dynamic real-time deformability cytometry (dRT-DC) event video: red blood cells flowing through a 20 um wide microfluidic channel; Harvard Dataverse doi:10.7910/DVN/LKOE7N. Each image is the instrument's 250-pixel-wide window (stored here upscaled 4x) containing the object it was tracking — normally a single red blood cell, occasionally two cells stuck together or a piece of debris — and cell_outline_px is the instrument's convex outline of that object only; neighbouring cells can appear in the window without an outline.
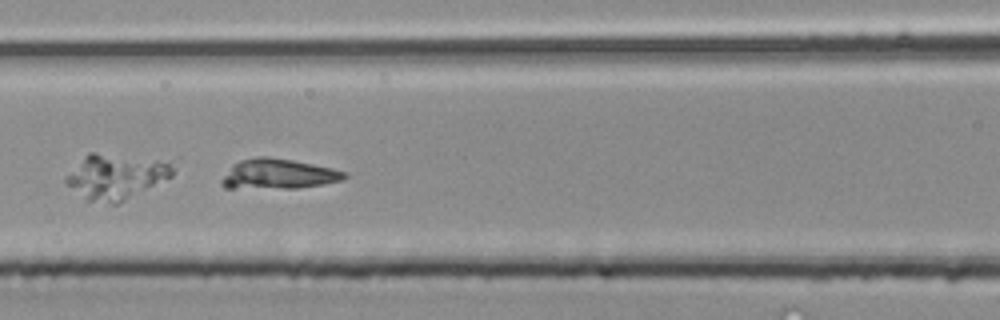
{"species": "common noctule bat (a hibernating species)", "species_latin": "Nyctalus noctula", "temperature_condition": "room temperature", "stored_images_in_passage": 43, "camera_frame_rate_fps": 3000, "um_per_image_px": 0.085, "animal": {"sex": "male", "body_mass_g": 20.4}, "frame": {"image": 1, "passage_image": 19, "time_ms": 6.0, "image_size_px": [1000, 320], "cell_outline_px": [[348, 176], [340, 180], [324, 184], [296, 188], [224, 188], [220, 184], [220, 180], [240, 160], [256, 156], [264, 156], [292, 160], [332, 168], [348, 172]], "centroid_in_image_um": [23.67, 14.8], "position_along_channel_um": 142.9, "area_um2": 21.27}}